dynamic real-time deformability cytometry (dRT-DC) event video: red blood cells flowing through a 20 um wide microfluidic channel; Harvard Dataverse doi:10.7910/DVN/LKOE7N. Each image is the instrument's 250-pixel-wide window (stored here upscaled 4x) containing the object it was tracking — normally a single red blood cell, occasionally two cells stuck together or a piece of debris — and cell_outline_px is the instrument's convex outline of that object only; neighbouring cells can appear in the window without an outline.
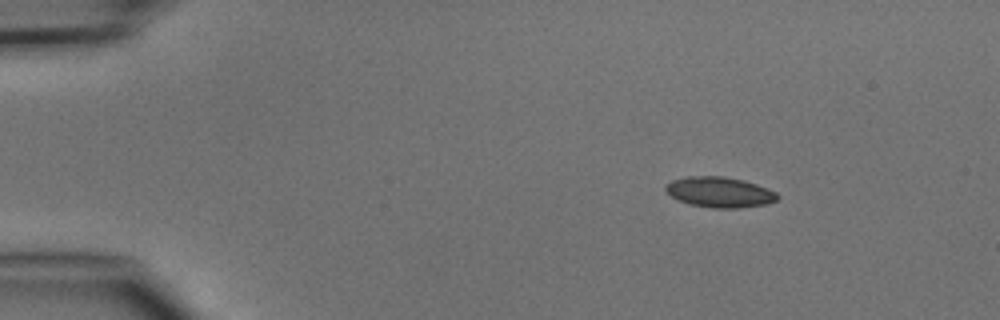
{"species": "common noctule bat (a hibernating species)", "species_latin": "Nyctalus noctula", "temperature_condition": "cold", "stored_images_in_passage": 5, "segment_of_instrument_passage": [1, 2], "camera_frame_rate_fps": 3000, "um_per_image_px": 0.085, "animal": {"sex": "male", "body_mass_g": 15.6}, "frame": {"image": 1, "passage_image": 2, "time_ms": 1.333, "image_size_px": [1000, 320], "cell_outline_px": [[780, 196], [776, 200], [764, 204], [736, 208], [712, 208], [692, 204], [680, 200], [672, 196], [664, 188], [664, 184], [672, 180], [688, 176], [724, 176], [744, 180], [768, 188], [776, 192]], "centroid_in_image_um": [61.17, 16.32], "position_along_channel_um": 23.8, "area_um2": 19.71}}